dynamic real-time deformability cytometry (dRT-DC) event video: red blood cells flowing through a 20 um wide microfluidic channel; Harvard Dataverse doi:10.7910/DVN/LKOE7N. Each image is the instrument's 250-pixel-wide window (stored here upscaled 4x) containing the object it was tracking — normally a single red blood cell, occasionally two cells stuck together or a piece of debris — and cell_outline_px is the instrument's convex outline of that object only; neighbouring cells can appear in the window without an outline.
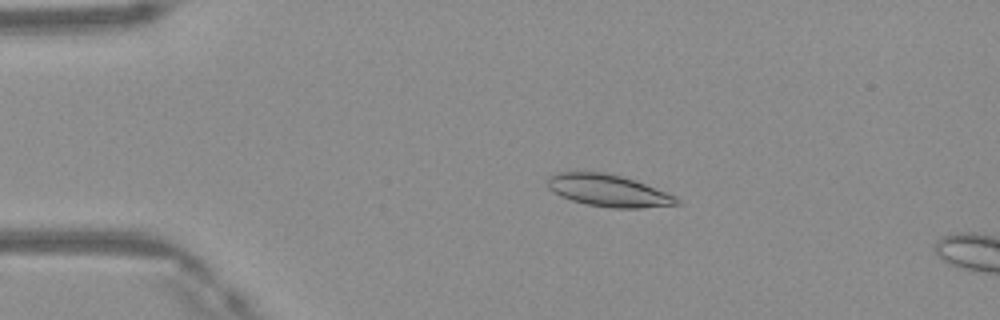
{"species": "Egyptian fruit bat (a non-hibernating species)", "species_latin": "Rousettus aegyptiacus", "temperature_condition": "warm", "stored_images_in_passage": 14, "camera_frame_rate_fps": 3000, "um_per_image_px": 0.085, "frame": {"image": 1, "passage_image": 10, "time_ms": 3.0, "image_size_px": [1000, 320], "cell_outline_px": [[680, 204], [640, 208], [612, 208], [584, 204], [560, 196], [552, 192], [548, 188], [544, 180], [548, 176], [556, 172], [604, 172], [636, 180], [676, 196], [680, 200]], "centroid_in_image_um": [51.66, 16.19], "position_along_channel_um": 33.3, "area_um2": 24.39}}